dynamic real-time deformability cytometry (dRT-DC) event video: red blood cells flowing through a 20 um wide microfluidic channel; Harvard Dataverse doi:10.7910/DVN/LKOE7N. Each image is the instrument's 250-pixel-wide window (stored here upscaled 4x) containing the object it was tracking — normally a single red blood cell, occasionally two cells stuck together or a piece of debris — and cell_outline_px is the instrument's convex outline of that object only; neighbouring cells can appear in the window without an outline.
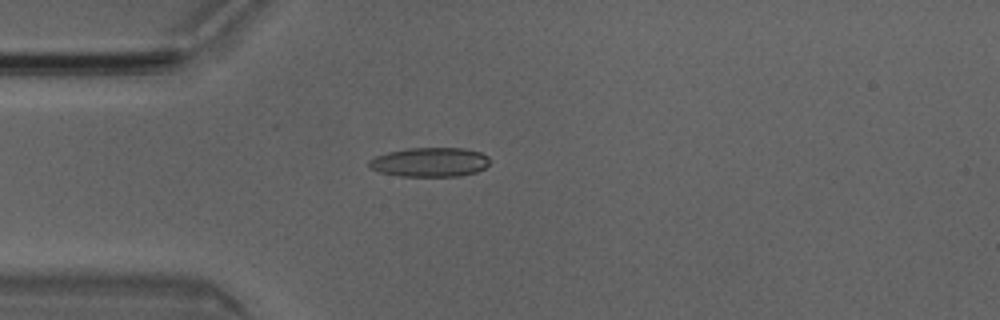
{"species": "Egyptian fruit bat (a non-hibernating species)", "species_latin": "Rousettus aegyptiacus", "temperature_condition": "room temperature", "stored_images_in_passage": 2, "camera_frame_rate_fps": 3000, "um_per_image_px": 0.085, "animal": {"sex": "male"}, "frame": {"image": 1, "passage_image": 1, "time_ms": 0.0, "image_size_px": [1000, 320], "cell_outline_px": [[492, 160], [484, 168], [476, 172], [460, 176], [400, 176], [380, 172], [372, 168], [368, 164], [368, 160], [376, 156], [388, 152], [408, 148], [464, 148], [480, 152], [488, 156]], "centroid_in_image_um": [36.57, 13.78], "position_along_channel_um": 48.4, "area_um2": 20.63}}